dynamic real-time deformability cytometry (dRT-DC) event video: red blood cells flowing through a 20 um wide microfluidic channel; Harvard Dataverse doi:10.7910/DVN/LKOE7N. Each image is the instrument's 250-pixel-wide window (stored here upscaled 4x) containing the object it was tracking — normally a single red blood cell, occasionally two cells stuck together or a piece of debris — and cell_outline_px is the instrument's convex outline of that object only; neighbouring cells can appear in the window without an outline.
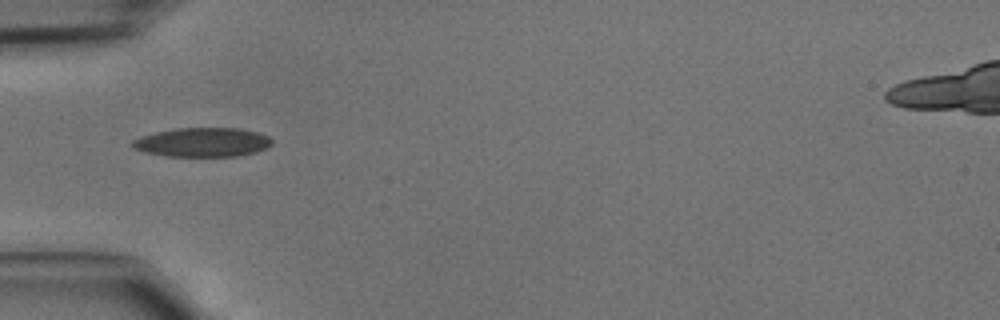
{"species": "common noctule bat (a hibernating species)", "species_latin": "Nyctalus noctula", "temperature_condition": "cold", "stored_images_in_passage": 15, "camera_frame_rate_fps": 3000, "um_per_image_px": 0.085, "animal": {"sex": "male", "body_mass_g": 15.6}, "frame": {"image": 1, "passage_image": 1, "time_ms": 0.0, "image_size_px": [1000, 320], "cell_outline_px": [[272, 144], [268, 148], [256, 152], [236, 156], [168, 156], [144, 152], [132, 148], [128, 144], [132, 140], [140, 136], [156, 132], [176, 128], [236, 128], [256, 132], [268, 136], [272, 140]], "centroid_in_image_um": [17.17, 12.09], "position_along_channel_um": 67.8, "area_um2": 23.81}}